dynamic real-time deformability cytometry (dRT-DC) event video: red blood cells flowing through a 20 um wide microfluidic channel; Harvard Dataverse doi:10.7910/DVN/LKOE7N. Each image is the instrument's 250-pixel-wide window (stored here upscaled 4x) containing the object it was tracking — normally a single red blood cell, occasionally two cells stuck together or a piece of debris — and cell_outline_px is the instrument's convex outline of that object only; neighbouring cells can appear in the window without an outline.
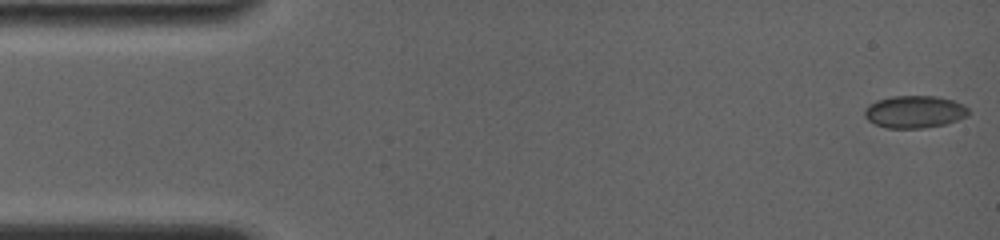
{"species": "common noctule bat (a hibernating species)", "species_latin": "Nyctalus noctula", "temperature_condition": "room temperature", "stored_images_in_passage": 26, "camera_frame_rate_fps": 4000, "um_per_image_px": 0.085, "animal": {"sex": "female", "body_mass_g": 19.0, "forearm_length_mm": 56.7}, "frame": {"image": 1, "passage_image": 1, "time_ms": 0.0, "image_size_px": [1000, 240], "cell_outline_px": [[968, 116], [944, 124], [924, 128], [888, 128], [876, 124], [868, 120], [864, 116], [864, 108], [868, 104], [876, 100], [892, 96], [936, 96], [952, 100], [964, 104], [968, 108]], "centroid_in_image_um": [77.71, 9.49], "position_along_channel_um": 7.3, "area_um2": 19.65}}
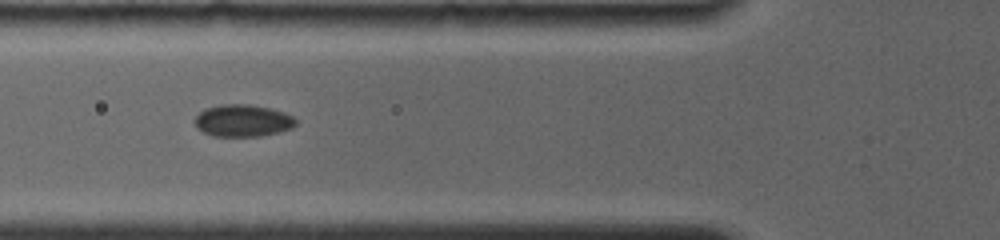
{"frame": {"image": 2, "passage_image": 19, "time_ms": 5.75, "image_size_px": [1000, 240], "cell_outline_px": [[296, 124], [292, 128], [280, 132], [260, 136], [212, 136], [196, 128], [192, 120], [204, 108], [220, 104], [248, 104], [268, 108], [284, 112], [292, 116], [296, 120]], "centroid_in_image_um": [20.59, 10.25], "position_along_channel_um": 105.2, "area_um2": 19.07}}
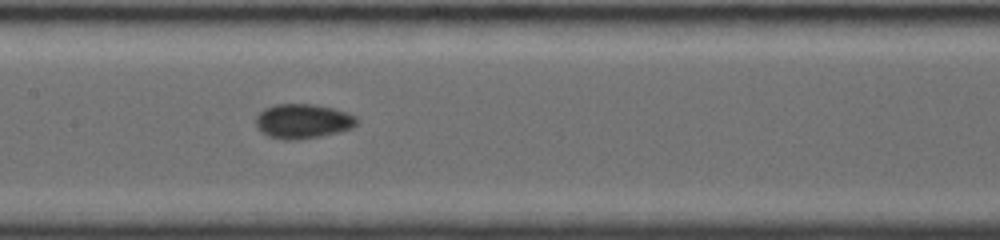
{"frame": {"image": 3, "passage_image": 26, "time_ms": 7.75, "image_size_px": [1000, 240], "cell_outline_px": [[360, 120], [352, 128], [320, 136], [296, 140], [288, 140], [268, 136], [260, 132], [256, 128], [256, 116], [264, 108], [276, 104], [316, 104], [332, 108], [356, 116]], "centroid_in_image_um": [25.72, 10.3], "position_along_channel_um": 181.7, "area_um2": 20.35}}